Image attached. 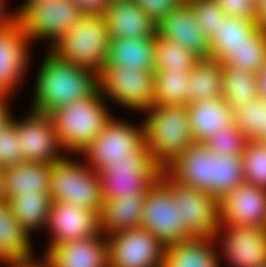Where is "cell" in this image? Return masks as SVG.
Segmentation results:
<instances>
[{"label": "cell", "instance_id": "obj_16", "mask_svg": "<svg viewBox=\"0 0 266 267\" xmlns=\"http://www.w3.org/2000/svg\"><path fill=\"white\" fill-rule=\"evenodd\" d=\"M156 34L183 46L199 58L209 56V39L198 27L195 13L186 0L156 24Z\"/></svg>", "mask_w": 266, "mask_h": 267}, {"label": "cell", "instance_id": "obj_32", "mask_svg": "<svg viewBox=\"0 0 266 267\" xmlns=\"http://www.w3.org/2000/svg\"><path fill=\"white\" fill-rule=\"evenodd\" d=\"M243 182L242 155H215L211 152L210 194L213 197L220 200Z\"/></svg>", "mask_w": 266, "mask_h": 267}, {"label": "cell", "instance_id": "obj_24", "mask_svg": "<svg viewBox=\"0 0 266 267\" xmlns=\"http://www.w3.org/2000/svg\"><path fill=\"white\" fill-rule=\"evenodd\" d=\"M106 67L154 71L155 35L152 38H110Z\"/></svg>", "mask_w": 266, "mask_h": 267}, {"label": "cell", "instance_id": "obj_47", "mask_svg": "<svg viewBox=\"0 0 266 267\" xmlns=\"http://www.w3.org/2000/svg\"><path fill=\"white\" fill-rule=\"evenodd\" d=\"M256 77L259 96L266 100V66L256 74Z\"/></svg>", "mask_w": 266, "mask_h": 267}, {"label": "cell", "instance_id": "obj_2", "mask_svg": "<svg viewBox=\"0 0 266 267\" xmlns=\"http://www.w3.org/2000/svg\"><path fill=\"white\" fill-rule=\"evenodd\" d=\"M101 98L102 94L97 91L49 113L63 149L81 153L113 118L103 103L104 96Z\"/></svg>", "mask_w": 266, "mask_h": 267}, {"label": "cell", "instance_id": "obj_20", "mask_svg": "<svg viewBox=\"0 0 266 267\" xmlns=\"http://www.w3.org/2000/svg\"><path fill=\"white\" fill-rule=\"evenodd\" d=\"M91 236L66 242L46 252L52 267H109L107 238Z\"/></svg>", "mask_w": 266, "mask_h": 267}, {"label": "cell", "instance_id": "obj_33", "mask_svg": "<svg viewBox=\"0 0 266 267\" xmlns=\"http://www.w3.org/2000/svg\"><path fill=\"white\" fill-rule=\"evenodd\" d=\"M221 62L257 74L266 66V29L259 26L248 41L230 52Z\"/></svg>", "mask_w": 266, "mask_h": 267}, {"label": "cell", "instance_id": "obj_18", "mask_svg": "<svg viewBox=\"0 0 266 267\" xmlns=\"http://www.w3.org/2000/svg\"><path fill=\"white\" fill-rule=\"evenodd\" d=\"M29 40L19 21L0 30V96L8 95L24 75Z\"/></svg>", "mask_w": 266, "mask_h": 267}, {"label": "cell", "instance_id": "obj_8", "mask_svg": "<svg viewBox=\"0 0 266 267\" xmlns=\"http://www.w3.org/2000/svg\"><path fill=\"white\" fill-rule=\"evenodd\" d=\"M141 227L164 246L189 238L183 228L181 206L173 197L171 187L161 177L145 196Z\"/></svg>", "mask_w": 266, "mask_h": 267}, {"label": "cell", "instance_id": "obj_36", "mask_svg": "<svg viewBox=\"0 0 266 267\" xmlns=\"http://www.w3.org/2000/svg\"><path fill=\"white\" fill-rule=\"evenodd\" d=\"M245 182L266 189V143L249 139L242 154Z\"/></svg>", "mask_w": 266, "mask_h": 267}, {"label": "cell", "instance_id": "obj_3", "mask_svg": "<svg viewBox=\"0 0 266 267\" xmlns=\"http://www.w3.org/2000/svg\"><path fill=\"white\" fill-rule=\"evenodd\" d=\"M149 111V112H148ZM147 111L145 145L150 157L162 169L194 144L187 106L159 105Z\"/></svg>", "mask_w": 266, "mask_h": 267}, {"label": "cell", "instance_id": "obj_6", "mask_svg": "<svg viewBox=\"0 0 266 267\" xmlns=\"http://www.w3.org/2000/svg\"><path fill=\"white\" fill-rule=\"evenodd\" d=\"M49 195L53 202H66L97 214L104 204L98 172L66 157L51 163Z\"/></svg>", "mask_w": 266, "mask_h": 267}, {"label": "cell", "instance_id": "obj_38", "mask_svg": "<svg viewBox=\"0 0 266 267\" xmlns=\"http://www.w3.org/2000/svg\"><path fill=\"white\" fill-rule=\"evenodd\" d=\"M248 138L234 123L224 129L216 130L204 143L215 155H242Z\"/></svg>", "mask_w": 266, "mask_h": 267}, {"label": "cell", "instance_id": "obj_12", "mask_svg": "<svg viewBox=\"0 0 266 267\" xmlns=\"http://www.w3.org/2000/svg\"><path fill=\"white\" fill-rule=\"evenodd\" d=\"M107 242L109 267H163L165 246L142 227L112 234Z\"/></svg>", "mask_w": 266, "mask_h": 267}, {"label": "cell", "instance_id": "obj_23", "mask_svg": "<svg viewBox=\"0 0 266 267\" xmlns=\"http://www.w3.org/2000/svg\"><path fill=\"white\" fill-rule=\"evenodd\" d=\"M51 163L23 162L2 169L6 201L23 193H49Z\"/></svg>", "mask_w": 266, "mask_h": 267}, {"label": "cell", "instance_id": "obj_39", "mask_svg": "<svg viewBox=\"0 0 266 267\" xmlns=\"http://www.w3.org/2000/svg\"><path fill=\"white\" fill-rule=\"evenodd\" d=\"M192 7L198 27L209 38L227 16L216 0H186Z\"/></svg>", "mask_w": 266, "mask_h": 267}, {"label": "cell", "instance_id": "obj_51", "mask_svg": "<svg viewBox=\"0 0 266 267\" xmlns=\"http://www.w3.org/2000/svg\"><path fill=\"white\" fill-rule=\"evenodd\" d=\"M35 1H44V0H27L24 4H32Z\"/></svg>", "mask_w": 266, "mask_h": 267}, {"label": "cell", "instance_id": "obj_21", "mask_svg": "<svg viewBox=\"0 0 266 267\" xmlns=\"http://www.w3.org/2000/svg\"><path fill=\"white\" fill-rule=\"evenodd\" d=\"M110 38H152L156 24L136 4L135 0L110 2L105 14Z\"/></svg>", "mask_w": 266, "mask_h": 267}, {"label": "cell", "instance_id": "obj_29", "mask_svg": "<svg viewBox=\"0 0 266 267\" xmlns=\"http://www.w3.org/2000/svg\"><path fill=\"white\" fill-rule=\"evenodd\" d=\"M29 233L13 215L8 202L0 204V262L32 258Z\"/></svg>", "mask_w": 266, "mask_h": 267}, {"label": "cell", "instance_id": "obj_50", "mask_svg": "<svg viewBox=\"0 0 266 267\" xmlns=\"http://www.w3.org/2000/svg\"><path fill=\"white\" fill-rule=\"evenodd\" d=\"M256 140L266 143V131H262V133L256 138Z\"/></svg>", "mask_w": 266, "mask_h": 267}, {"label": "cell", "instance_id": "obj_4", "mask_svg": "<svg viewBox=\"0 0 266 267\" xmlns=\"http://www.w3.org/2000/svg\"><path fill=\"white\" fill-rule=\"evenodd\" d=\"M109 39L104 15L84 14L50 51L65 62L98 74L106 63Z\"/></svg>", "mask_w": 266, "mask_h": 267}, {"label": "cell", "instance_id": "obj_11", "mask_svg": "<svg viewBox=\"0 0 266 267\" xmlns=\"http://www.w3.org/2000/svg\"><path fill=\"white\" fill-rule=\"evenodd\" d=\"M140 129L112 118L99 135L82 151L87 155L89 167L96 172L113 161L133 156L145 145V127Z\"/></svg>", "mask_w": 266, "mask_h": 267}, {"label": "cell", "instance_id": "obj_30", "mask_svg": "<svg viewBox=\"0 0 266 267\" xmlns=\"http://www.w3.org/2000/svg\"><path fill=\"white\" fill-rule=\"evenodd\" d=\"M7 202L13 215L29 234L35 228L47 226L52 203L49 193H23Z\"/></svg>", "mask_w": 266, "mask_h": 267}, {"label": "cell", "instance_id": "obj_9", "mask_svg": "<svg viewBox=\"0 0 266 267\" xmlns=\"http://www.w3.org/2000/svg\"><path fill=\"white\" fill-rule=\"evenodd\" d=\"M98 91L124 107L148 111L155 106L154 71L104 66L98 73Z\"/></svg>", "mask_w": 266, "mask_h": 267}, {"label": "cell", "instance_id": "obj_13", "mask_svg": "<svg viewBox=\"0 0 266 267\" xmlns=\"http://www.w3.org/2000/svg\"><path fill=\"white\" fill-rule=\"evenodd\" d=\"M19 144L25 162L54 163L64 157L51 116L47 113L31 111L22 121H15Z\"/></svg>", "mask_w": 266, "mask_h": 267}, {"label": "cell", "instance_id": "obj_42", "mask_svg": "<svg viewBox=\"0 0 266 267\" xmlns=\"http://www.w3.org/2000/svg\"><path fill=\"white\" fill-rule=\"evenodd\" d=\"M140 9L145 12L155 24L168 16L172 9L177 8L185 0H135Z\"/></svg>", "mask_w": 266, "mask_h": 267}, {"label": "cell", "instance_id": "obj_46", "mask_svg": "<svg viewBox=\"0 0 266 267\" xmlns=\"http://www.w3.org/2000/svg\"><path fill=\"white\" fill-rule=\"evenodd\" d=\"M4 2L0 0V30L14 25L18 21V13L13 14L12 16L4 15Z\"/></svg>", "mask_w": 266, "mask_h": 267}, {"label": "cell", "instance_id": "obj_48", "mask_svg": "<svg viewBox=\"0 0 266 267\" xmlns=\"http://www.w3.org/2000/svg\"><path fill=\"white\" fill-rule=\"evenodd\" d=\"M258 23L260 26L266 29V0H258Z\"/></svg>", "mask_w": 266, "mask_h": 267}, {"label": "cell", "instance_id": "obj_25", "mask_svg": "<svg viewBox=\"0 0 266 267\" xmlns=\"http://www.w3.org/2000/svg\"><path fill=\"white\" fill-rule=\"evenodd\" d=\"M146 194L104 200L98 213L99 230L107 235L141 227Z\"/></svg>", "mask_w": 266, "mask_h": 267}, {"label": "cell", "instance_id": "obj_40", "mask_svg": "<svg viewBox=\"0 0 266 267\" xmlns=\"http://www.w3.org/2000/svg\"><path fill=\"white\" fill-rule=\"evenodd\" d=\"M19 144V135L14 120L0 131V169L25 162Z\"/></svg>", "mask_w": 266, "mask_h": 267}, {"label": "cell", "instance_id": "obj_27", "mask_svg": "<svg viewBox=\"0 0 266 267\" xmlns=\"http://www.w3.org/2000/svg\"><path fill=\"white\" fill-rule=\"evenodd\" d=\"M187 87L189 103L223 96V63L212 56L198 58Z\"/></svg>", "mask_w": 266, "mask_h": 267}, {"label": "cell", "instance_id": "obj_14", "mask_svg": "<svg viewBox=\"0 0 266 267\" xmlns=\"http://www.w3.org/2000/svg\"><path fill=\"white\" fill-rule=\"evenodd\" d=\"M220 224L266 229V189L247 182L219 200Z\"/></svg>", "mask_w": 266, "mask_h": 267}, {"label": "cell", "instance_id": "obj_44", "mask_svg": "<svg viewBox=\"0 0 266 267\" xmlns=\"http://www.w3.org/2000/svg\"><path fill=\"white\" fill-rule=\"evenodd\" d=\"M44 260L46 262L44 261L42 263H45V264H41L40 262H39V264H38V262L35 263L34 260H32L31 258L17 259V260H3L1 262H4V263L7 262V263L11 264L9 267H52L46 257Z\"/></svg>", "mask_w": 266, "mask_h": 267}, {"label": "cell", "instance_id": "obj_28", "mask_svg": "<svg viewBox=\"0 0 266 267\" xmlns=\"http://www.w3.org/2000/svg\"><path fill=\"white\" fill-rule=\"evenodd\" d=\"M257 20L226 16L209 39V56L222 61L230 52L248 41L259 27Z\"/></svg>", "mask_w": 266, "mask_h": 267}, {"label": "cell", "instance_id": "obj_31", "mask_svg": "<svg viewBox=\"0 0 266 267\" xmlns=\"http://www.w3.org/2000/svg\"><path fill=\"white\" fill-rule=\"evenodd\" d=\"M223 97L234 112L259 97L256 74L223 64Z\"/></svg>", "mask_w": 266, "mask_h": 267}, {"label": "cell", "instance_id": "obj_15", "mask_svg": "<svg viewBox=\"0 0 266 267\" xmlns=\"http://www.w3.org/2000/svg\"><path fill=\"white\" fill-rule=\"evenodd\" d=\"M47 226L54 236L47 252L59 244L103 234L97 213L66 202L52 201Z\"/></svg>", "mask_w": 266, "mask_h": 267}, {"label": "cell", "instance_id": "obj_35", "mask_svg": "<svg viewBox=\"0 0 266 267\" xmlns=\"http://www.w3.org/2000/svg\"><path fill=\"white\" fill-rule=\"evenodd\" d=\"M198 58L183 46L155 34L154 72L191 71Z\"/></svg>", "mask_w": 266, "mask_h": 267}, {"label": "cell", "instance_id": "obj_10", "mask_svg": "<svg viewBox=\"0 0 266 267\" xmlns=\"http://www.w3.org/2000/svg\"><path fill=\"white\" fill-rule=\"evenodd\" d=\"M161 178L171 187L172 195L181 206L183 228L188 237L213 238L219 236V200L206 192L178 184L164 171Z\"/></svg>", "mask_w": 266, "mask_h": 267}, {"label": "cell", "instance_id": "obj_17", "mask_svg": "<svg viewBox=\"0 0 266 267\" xmlns=\"http://www.w3.org/2000/svg\"><path fill=\"white\" fill-rule=\"evenodd\" d=\"M222 227L227 231L223 251L234 267H266L265 228L220 224Z\"/></svg>", "mask_w": 266, "mask_h": 267}, {"label": "cell", "instance_id": "obj_43", "mask_svg": "<svg viewBox=\"0 0 266 267\" xmlns=\"http://www.w3.org/2000/svg\"><path fill=\"white\" fill-rule=\"evenodd\" d=\"M71 2L86 15H104L110 0H71Z\"/></svg>", "mask_w": 266, "mask_h": 267}, {"label": "cell", "instance_id": "obj_5", "mask_svg": "<svg viewBox=\"0 0 266 267\" xmlns=\"http://www.w3.org/2000/svg\"><path fill=\"white\" fill-rule=\"evenodd\" d=\"M163 169L154 162L146 145L128 158L113 161L98 172L103 198L134 197L147 194Z\"/></svg>", "mask_w": 266, "mask_h": 267}, {"label": "cell", "instance_id": "obj_37", "mask_svg": "<svg viewBox=\"0 0 266 267\" xmlns=\"http://www.w3.org/2000/svg\"><path fill=\"white\" fill-rule=\"evenodd\" d=\"M235 124L248 140L256 139L266 131V100L256 98L249 106L243 105L234 112Z\"/></svg>", "mask_w": 266, "mask_h": 267}, {"label": "cell", "instance_id": "obj_41", "mask_svg": "<svg viewBox=\"0 0 266 267\" xmlns=\"http://www.w3.org/2000/svg\"><path fill=\"white\" fill-rule=\"evenodd\" d=\"M227 16L244 18L247 20L259 19L258 0H216Z\"/></svg>", "mask_w": 266, "mask_h": 267}, {"label": "cell", "instance_id": "obj_1", "mask_svg": "<svg viewBox=\"0 0 266 267\" xmlns=\"http://www.w3.org/2000/svg\"><path fill=\"white\" fill-rule=\"evenodd\" d=\"M33 111L49 114L98 91V74L78 67L48 52L38 71Z\"/></svg>", "mask_w": 266, "mask_h": 267}, {"label": "cell", "instance_id": "obj_49", "mask_svg": "<svg viewBox=\"0 0 266 267\" xmlns=\"http://www.w3.org/2000/svg\"><path fill=\"white\" fill-rule=\"evenodd\" d=\"M6 202L4 188H3V181H2V169H0V204Z\"/></svg>", "mask_w": 266, "mask_h": 267}, {"label": "cell", "instance_id": "obj_19", "mask_svg": "<svg viewBox=\"0 0 266 267\" xmlns=\"http://www.w3.org/2000/svg\"><path fill=\"white\" fill-rule=\"evenodd\" d=\"M163 171L182 186L210 194L211 151L204 143L191 144Z\"/></svg>", "mask_w": 266, "mask_h": 267}, {"label": "cell", "instance_id": "obj_7", "mask_svg": "<svg viewBox=\"0 0 266 267\" xmlns=\"http://www.w3.org/2000/svg\"><path fill=\"white\" fill-rule=\"evenodd\" d=\"M18 13L22 31L30 42L48 38L56 44L84 15L71 0H44L23 4Z\"/></svg>", "mask_w": 266, "mask_h": 267}, {"label": "cell", "instance_id": "obj_22", "mask_svg": "<svg viewBox=\"0 0 266 267\" xmlns=\"http://www.w3.org/2000/svg\"><path fill=\"white\" fill-rule=\"evenodd\" d=\"M186 106L195 143H205L213 132L235 123L234 109L227 104L223 96L195 101Z\"/></svg>", "mask_w": 266, "mask_h": 267}, {"label": "cell", "instance_id": "obj_45", "mask_svg": "<svg viewBox=\"0 0 266 267\" xmlns=\"http://www.w3.org/2000/svg\"><path fill=\"white\" fill-rule=\"evenodd\" d=\"M5 98L6 96H0V131L5 129L13 121L7 108L8 106L5 103Z\"/></svg>", "mask_w": 266, "mask_h": 267}, {"label": "cell", "instance_id": "obj_34", "mask_svg": "<svg viewBox=\"0 0 266 267\" xmlns=\"http://www.w3.org/2000/svg\"><path fill=\"white\" fill-rule=\"evenodd\" d=\"M190 82V71L154 72L155 106L189 104L186 95Z\"/></svg>", "mask_w": 266, "mask_h": 267}, {"label": "cell", "instance_id": "obj_26", "mask_svg": "<svg viewBox=\"0 0 266 267\" xmlns=\"http://www.w3.org/2000/svg\"><path fill=\"white\" fill-rule=\"evenodd\" d=\"M213 240L189 237L165 246L163 267H220Z\"/></svg>", "mask_w": 266, "mask_h": 267}]
</instances>
